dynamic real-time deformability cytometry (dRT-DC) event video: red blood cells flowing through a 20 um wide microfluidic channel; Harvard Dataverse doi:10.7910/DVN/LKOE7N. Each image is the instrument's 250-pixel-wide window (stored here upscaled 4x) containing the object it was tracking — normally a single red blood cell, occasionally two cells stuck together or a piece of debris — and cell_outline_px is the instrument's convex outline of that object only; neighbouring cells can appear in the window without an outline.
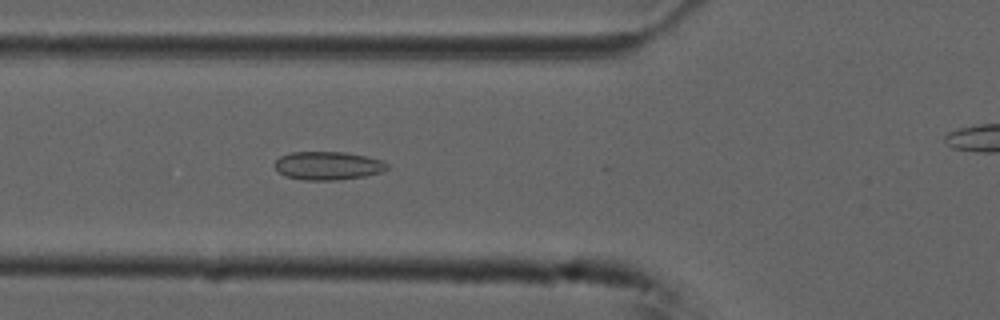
{"species": "common noctule bat (a hibernating species)", "species_latin": "Nyctalus noctula", "temperature_condition": "cold", "stored_images_in_passage": 22, "camera_frame_rate_fps": 3000, "um_per_image_px": 0.085, "animal": {"sex": "male", "forearm_length_mm": 52.5}, "frame": {"image": 1, "passage_image": 14, "time_ms": 4.333, "image_size_px": [1000, 320], "cell_outline_px": [[388, 168], [380, 172], [364, 176], [336, 180], [304, 180], [284, 176], [272, 164], [280, 156], [292, 152], [344, 152], [368, 156], [384, 160], [388, 164]], "centroid_in_image_um": [27.87, 14.08], "position_along_channel_um": 97.9, "area_um2": 18.67}}
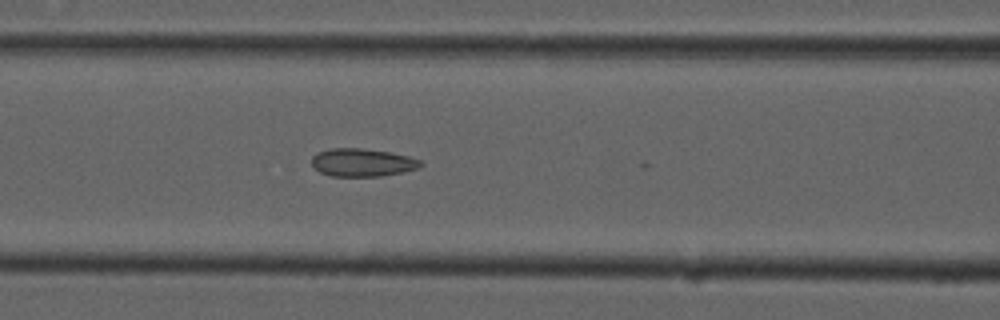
{"frame": {"image": 2, "passage_image": 17, "time_ms": 5.333, "image_size_px": [1000, 320], "cell_outline_px": [[424, 164], [420, 168], [404, 172], [380, 176], [332, 176], [320, 172], [312, 168], [312, 156], [320, 152], [332, 148], [360, 148], [392, 152], [408, 156], [420, 160]], "centroid_in_image_um": [30.82, 13.81], "position_along_channel_um": 135.8, "area_um2": 17.86}}
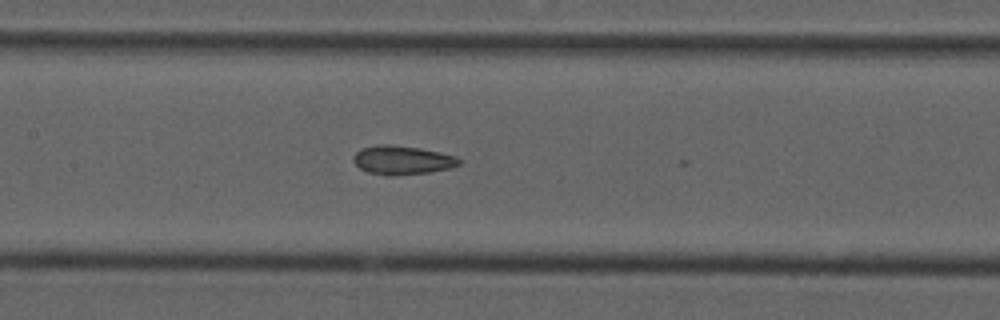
{"frame": {"image": 3, "passage_image": 20, "time_ms": 6.333, "image_size_px": [1000, 320], "cell_outline_px": [[464, 160], [460, 164], [448, 168], [428, 172], [388, 176], [384, 176], [368, 172], [360, 168], [352, 160], [352, 156], [360, 148], [376, 144], [388, 144], [420, 148], [440, 152], [456, 156]], "centroid_in_image_um": [34.16, 13.6], "position_along_channel_um": 173.2, "area_um2": 17.92}}